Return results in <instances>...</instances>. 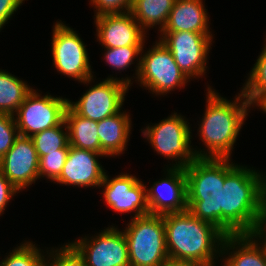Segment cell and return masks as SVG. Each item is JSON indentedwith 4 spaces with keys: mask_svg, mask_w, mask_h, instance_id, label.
Instances as JSON below:
<instances>
[{
    "mask_svg": "<svg viewBox=\"0 0 266 266\" xmlns=\"http://www.w3.org/2000/svg\"><path fill=\"white\" fill-rule=\"evenodd\" d=\"M229 160L222 189V233L251 234L266 203V178Z\"/></svg>",
    "mask_w": 266,
    "mask_h": 266,
    "instance_id": "1",
    "label": "cell"
},
{
    "mask_svg": "<svg viewBox=\"0 0 266 266\" xmlns=\"http://www.w3.org/2000/svg\"><path fill=\"white\" fill-rule=\"evenodd\" d=\"M163 222L169 260L214 266L215 253L221 252L219 245L225 237L217 227L188 210L164 214Z\"/></svg>",
    "mask_w": 266,
    "mask_h": 266,
    "instance_id": "2",
    "label": "cell"
},
{
    "mask_svg": "<svg viewBox=\"0 0 266 266\" xmlns=\"http://www.w3.org/2000/svg\"><path fill=\"white\" fill-rule=\"evenodd\" d=\"M207 93L206 111L199 126V136L209 151L203 153L202 150H194V153L197 158L230 159L231 150L252 105L242 91L234 102L221 97L211 87Z\"/></svg>",
    "mask_w": 266,
    "mask_h": 266,
    "instance_id": "3",
    "label": "cell"
},
{
    "mask_svg": "<svg viewBox=\"0 0 266 266\" xmlns=\"http://www.w3.org/2000/svg\"><path fill=\"white\" fill-rule=\"evenodd\" d=\"M187 210L222 232L225 159L196 158L185 168Z\"/></svg>",
    "mask_w": 266,
    "mask_h": 266,
    "instance_id": "4",
    "label": "cell"
},
{
    "mask_svg": "<svg viewBox=\"0 0 266 266\" xmlns=\"http://www.w3.org/2000/svg\"><path fill=\"white\" fill-rule=\"evenodd\" d=\"M124 230L130 266H163L168 260L163 215L132 218Z\"/></svg>",
    "mask_w": 266,
    "mask_h": 266,
    "instance_id": "5",
    "label": "cell"
},
{
    "mask_svg": "<svg viewBox=\"0 0 266 266\" xmlns=\"http://www.w3.org/2000/svg\"><path fill=\"white\" fill-rule=\"evenodd\" d=\"M183 116L174 113L154 126L144 129V137L150 141L154 150L167 159H176L171 167L185 168L197 157L191 149V131Z\"/></svg>",
    "mask_w": 266,
    "mask_h": 266,
    "instance_id": "6",
    "label": "cell"
},
{
    "mask_svg": "<svg viewBox=\"0 0 266 266\" xmlns=\"http://www.w3.org/2000/svg\"><path fill=\"white\" fill-rule=\"evenodd\" d=\"M137 64L136 78L140 84L158 95L183 87L189 79L176 64L173 54L161 43L156 42Z\"/></svg>",
    "mask_w": 266,
    "mask_h": 266,
    "instance_id": "7",
    "label": "cell"
},
{
    "mask_svg": "<svg viewBox=\"0 0 266 266\" xmlns=\"http://www.w3.org/2000/svg\"><path fill=\"white\" fill-rule=\"evenodd\" d=\"M76 31L63 22L53 29L52 56L55 68L68 77L89 83L93 80L88 54Z\"/></svg>",
    "mask_w": 266,
    "mask_h": 266,
    "instance_id": "8",
    "label": "cell"
},
{
    "mask_svg": "<svg viewBox=\"0 0 266 266\" xmlns=\"http://www.w3.org/2000/svg\"><path fill=\"white\" fill-rule=\"evenodd\" d=\"M68 99L40 94L34 89L27 95L15 114L16 126L21 136L32 137L34 134L58 126L65 116Z\"/></svg>",
    "mask_w": 266,
    "mask_h": 266,
    "instance_id": "9",
    "label": "cell"
},
{
    "mask_svg": "<svg viewBox=\"0 0 266 266\" xmlns=\"http://www.w3.org/2000/svg\"><path fill=\"white\" fill-rule=\"evenodd\" d=\"M130 84V78H107L87 90L76 103L68 101V106L81 117L101 121L120 112Z\"/></svg>",
    "mask_w": 266,
    "mask_h": 266,
    "instance_id": "10",
    "label": "cell"
},
{
    "mask_svg": "<svg viewBox=\"0 0 266 266\" xmlns=\"http://www.w3.org/2000/svg\"><path fill=\"white\" fill-rule=\"evenodd\" d=\"M161 43L173 54L179 69L189 78L203 75L212 34L189 31L161 32Z\"/></svg>",
    "mask_w": 266,
    "mask_h": 266,
    "instance_id": "11",
    "label": "cell"
},
{
    "mask_svg": "<svg viewBox=\"0 0 266 266\" xmlns=\"http://www.w3.org/2000/svg\"><path fill=\"white\" fill-rule=\"evenodd\" d=\"M87 266H130L127 241L115 226L107 228L95 238H82L70 243Z\"/></svg>",
    "mask_w": 266,
    "mask_h": 266,
    "instance_id": "12",
    "label": "cell"
},
{
    "mask_svg": "<svg viewBox=\"0 0 266 266\" xmlns=\"http://www.w3.org/2000/svg\"><path fill=\"white\" fill-rule=\"evenodd\" d=\"M0 171L18 190L39 178V157L31 137L19 135L11 149L0 159Z\"/></svg>",
    "mask_w": 266,
    "mask_h": 266,
    "instance_id": "13",
    "label": "cell"
},
{
    "mask_svg": "<svg viewBox=\"0 0 266 266\" xmlns=\"http://www.w3.org/2000/svg\"><path fill=\"white\" fill-rule=\"evenodd\" d=\"M101 186L105 187L104 199L113 210L121 213L136 211L134 218L150 214L146 187L135 176L121 174L109 180L105 173Z\"/></svg>",
    "mask_w": 266,
    "mask_h": 266,
    "instance_id": "14",
    "label": "cell"
},
{
    "mask_svg": "<svg viewBox=\"0 0 266 266\" xmlns=\"http://www.w3.org/2000/svg\"><path fill=\"white\" fill-rule=\"evenodd\" d=\"M167 176L146 189L150 214L164 215L187 210L186 175L184 168L167 169Z\"/></svg>",
    "mask_w": 266,
    "mask_h": 266,
    "instance_id": "15",
    "label": "cell"
},
{
    "mask_svg": "<svg viewBox=\"0 0 266 266\" xmlns=\"http://www.w3.org/2000/svg\"><path fill=\"white\" fill-rule=\"evenodd\" d=\"M98 41L106 48L144 46V31L131 12L95 17Z\"/></svg>",
    "mask_w": 266,
    "mask_h": 266,
    "instance_id": "16",
    "label": "cell"
},
{
    "mask_svg": "<svg viewBox=\"0 0 266 266\" xmlns=\"http://www.w3.org/2000/svg\"><path fill=\"white\" fill-rule=\"evenodd\" d=\"M98 156H105L92 150L69 146V152L57 183L78 187H100L105 173Z\"/></svg>",
    "mask_w": 266,
    "mask_h": 266,
    "instance_id": "17",
    "label": "cell"
},
{
    "mask_svg": "<svg viewBox=\"0 0 266 266\" xmlns=\"http://www.w3.org/2000/svg\"><path fill=\"white\" fill-rule=\"evenodd\" d=\"M202 0H175L161 32L189 31L211 33Z\"/></svg>",
    "mask_w": 266,
    "mask_h": 266,
    "instance_id": "18",
    "label": "cell"
},
{
    "mask_svg": "<svg viewBox=\"0 0 266 266\" xmlns=\"http://www.w3.org/2000/svg\"><path fill=\"white\" fill-rule=\"evenodd\" d=\"M254 239L250 234L225 236L219 249L221 251L219 255L226 252L227 249L234 250L236 248L237 250L225 258L224 266H266V250L262 246H258V241Z\"/></svg>",
    "mask_w": 266,
    "mask_h": 266,
    "instance_id": "19",
    "label": "cell"
},
{
    "mask_svg": "<svg viewBox=\"0 0 266 266\" xmlns=\"http://www.w3.org/2000/svg\"><path fill=\"white\" fill-rule=\"evenodd\" d=\"M100 139V153L115 156L123 153L128 142L131 119L126 112H118L113 116L97 122Z\"/></svg>",
    "mask_w": 266,
    "mask_h": 266,
    "instance_id": "20",
    "label": "cell"
},
{
    "mask_svg": "<svg viewBox=\"0 0 266 266\" xmlns=\"http://www.w3.org/2000/svg\"><path fill=\"white\" fill-rule=\"evenodd\" d=\"M64 121L68 129L70 146L100 153L97 121L81 117L69 106L65 110Z\"/></svg>",
    "mask_w": 266,
    "mask_h": 266,
    "instance_id": "21",
    "label": "cell"
},
{
    "mask_svg": "<svg viewBox=\"0 0 266 266\" xmlns=\"http://www.w3.org/2000/svg\"><path fill=\"white\" fill-rule=\"evenodd\" d=\"M175 0H133L131 13L141 29L160 25L164 29Z\"/></svg>",
    "mask_w": 266,
    "mask_h": 266,
    "instance_id": "22",
    "label": "cell"
},
{
    "mask_svg": "<svg viewBox=\"0 0 266 266\" xmlns=\"http://www.w3.org/2000/svg\"><path fill=\"white\" fill-rule=\"evenodd\" d=\"M33 89L14 75L0 70V112L14 115Z\"/></svg>",
    "mask_w": 266,
    "mask_h": 266,
    "instance_id": "23",
    "label": "cell"
},
{
    "mask_svg": "<svg viewBox=\"0 0 266 266\" xmlns=\"http://www.w3.org/2000/svg\"><path fill=\"white\" fill-rule=\"evenodd\" d=\"M242 93L251 105L261 106L266 101V45L250 72Z\"/></svg>",
    "mask_w": 266,
    "mask_h": 266,
    "instance_id": "24",
    "label": "cell"
},
{
    "mask_svg": "<svg viewBox=\"0 0 266 266\" xmlns=\"http://www.w3.org/2000/svg\"><path fill=\"white\" fill-rule=\"evenodd\" d=\"M64 126V130L62 129ZM38 157L57 152L59 149H69L68 129L63 120L58 126L34 134L32 137Z\"/></svg>",
    "mask_w": 266,
    "mask_h": 266,
    "instance_id": "25",
    "label": "cell"
},
{
    "mask_svg": "<svg viewBox=\"0 0 266 266\" xmlns=\"http://www.w3.org/2000/svg\"><path fill=\"white\" fill-rule=\"evenodd\" d=\"M45 257L40 253V249L30 242H25L18 246L8 255L0 266H45Z\"/></svg>",
    "mask_w": 266,
    "mask_h": 266,
    "instance_id": "26",
    "label": "cell"
},
{
    "mask_svg": "<svg viewBox=\"0 0 266 266\" xmlns=\"http://www.w3.org/2000/svg\"><path fill=\"white\" fill-rule=\"evenodd\" d=\"M68 152L69 149H59L39 157V178L46 176L55 182L62 172Z\"/></svg>",
    "mask_w": 266,
    "mask_h": 266,
    "instance_id": "27",
    "label": "cell"
},
{
    "mask_svg": "<svg viewBox=\"0 0 266 266\" xmlns=\"http://www.w3.org/2000/svg\"><path fill=\"white\" fill-rule=\"evenodd\" d=\"M105 49L107 50L104 54L106 62L119 71L133 64L134 57H138L141 52L143 53V46H125Z\"/></svg>",
    "mask_w": 266,
    "mask_h": 266,
    "instance_id": "28",
    "label": "cell"
},
{
    "mask_svg": "<svg viewBox=\"0 0 266 266\" xmlns=\"http://www.w3.org/2000/svg\"><path fill=\"white\" fill-rule=\"evenodd\" d=\"M18 136L14 116L0 112V159L11 149Z\"/></svg>",
    "mask_w": 266,
    "mask_h": 266,
    "instance_id": "29",
    "label": "cell"
},
{
    "mask_svg": "<svg viewBox=\"0 0 266 266\" xmlns=\"http://www.w3.org/2000/svg\"><path fill=\"white\" fill-rule=\"evenodd\" d=\"M55 254V255H54ZM52 262H45V266H87L82 256L71 245L66 244L59 250L51 251Z\"/></svg>",
    "mask_w": 266,
    "mask_h": 266,
    "instance_id": "30",
    "label": "cell"
},
{
    "mask_svg": "<svg viewBox=\"0 0 266 266\" xmlns=\"http://www.w3.org/2000/svg\"><path fill=\"white\" fill-rule=\"evenodd\" d=\"M91 3L97 9L95 15L97 17L103 14L130 12L133 0H91Z\"/></svg>",
    "mask_w": 266,
    "mask_h": 266,
    "instance_id": "31",
    "label": "cell"
},
{
    "mask_svg": "<svg viewBox=\"0 0 266 266\" xmlns=\"http://www.w3.org/2000/svg\"><path fill=\"white\" fill-rule=\"evenodd\" d=\"M19 192L0 171V215L10 199Z\"/></svg>",
    "mask_w": 266,
    "mask_h": 266,
    "instance_id": "32",
    "label": "cell"
},
{
    "mask_svg": "<svg viewBox=\"0 0 266 266\" xmlns=\"http://www.w3.org/2000/svg\"><path fill=\"white\" fill-rule=\"evenodd\" d=\"M24 0H0V30Z\"/></svg>",
    "mask_w": 266,
    "mask_h": 266,
    "instance_id": "33",
    "label": "cell"
},
{
    "mask_svg": "<svg viewBox=\"0 0 266 266\" xmlns=\"http://www.w3.org/2000/svg\"><path fill=\"white\" fill-rule=\"evenodd\" d=\"M265 225H266V203L264 205L262 212L257 218V222H256L253 232L250 234L252 237L256 238L257 240L263 239L264 237L262 247L266 250V234H265L266 226Z\"/></svg>",
    "mask_w": 266,
    "mask_h": 266,
    "instance_id": "34",
    "label": "cell"
},
{
    "mask_svg": "<svg viewBox=\"0 0 266 266\" xmlns=\"http://www.w3.org/2000/svg\"><path fill=\"white\" fill-rule=\"evenodd\" d=\"M163 266H205V265L195 262H175L168 260Z\"/></svg>",
    "mask_w": 266,
    "mask_h": 266,
    "instance_id": "35",
    "label": "cell"
},
{
    "mask_svg": "<svg viewBox=\"0 0 266 266\" xmlns=\"http://www.w3.org/2000/svg\"><path fill=\"white\" fill-rule=\"evenodd\" d=\"M260 108L266 113V101L260 106Z\"/></svg>",
    "mask_w": 266,
    "mask_h": 266,
    "instance_id": "36",
    "label": "cell"
}]
</instances>
